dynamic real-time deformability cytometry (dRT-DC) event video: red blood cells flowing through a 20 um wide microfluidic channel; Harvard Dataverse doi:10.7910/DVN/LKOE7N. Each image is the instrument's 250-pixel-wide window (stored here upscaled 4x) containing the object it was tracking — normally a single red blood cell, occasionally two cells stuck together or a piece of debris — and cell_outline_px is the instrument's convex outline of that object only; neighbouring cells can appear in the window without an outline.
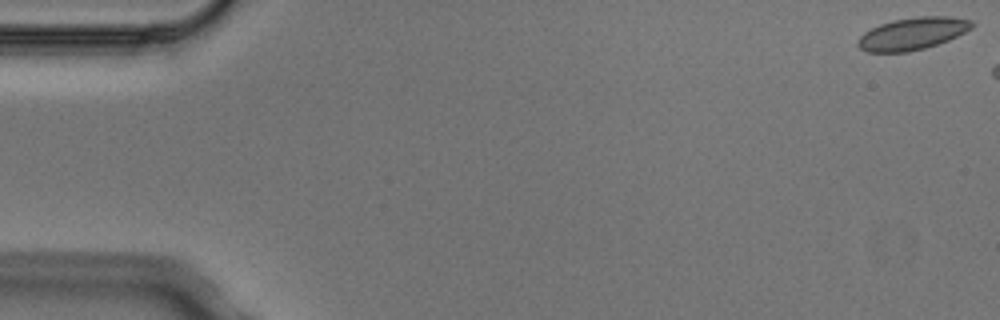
{"species": "Egyptian fruit bat (a non-hibernating species)", "species_latin": "Rousettus aegyptiacus", "temperature_condition": "cold", "stored_images_in_passage": 3, "camera_frame_rate_fps": 3000, "um_per_image_px": 0.085, "animal": {"sex": "male"}, "frame": {"image": 1, "passage_image": 1, "time_ms": 0.0, "image_size_px": [1000, 320], "cell_outline_px": [[976, 24], [972, 28], [948, 40], [924, 48], [908, 52], [868, 52], [860, 48], [856, 44], [856, 40], [864, 32], [880, 24], [892, 20], [916, 16], [948, 16], [972, 20]], "centroid_in_image_um": [77.55, 2.85], "position_along_channel_um": 7.4, "area_um2": 21.5}}